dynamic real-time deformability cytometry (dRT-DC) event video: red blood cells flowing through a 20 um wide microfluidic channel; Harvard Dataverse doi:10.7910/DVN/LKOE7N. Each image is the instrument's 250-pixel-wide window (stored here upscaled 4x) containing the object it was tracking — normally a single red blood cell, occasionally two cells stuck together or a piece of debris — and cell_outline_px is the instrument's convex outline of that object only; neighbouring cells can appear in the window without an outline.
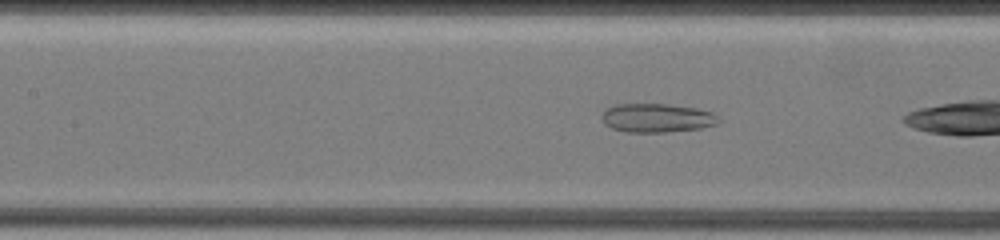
{"species": "common noctule bat (a hibernating species)", "species_latin": "Nyctalus noctula", "temperature_condition": "warm", "stored_images_in_passage": 36, "camera_frame_rate_fps": 3000, "um_per_image_px": 0.085, "animal": {"sex": "female", "body_mass_g": 19.5, "forearm_length_mm": 54.1}, "frame": {"image": 1, "passage_image": 17, "time_ms": 8.0, "image_size_px": [1000, 240], "cell_outline_px": [[724, 120], [716, 124], [700, 128], [664, 132], [624, 132], [612, 128], [604, 124], [600, 116], [608, 108], [616, 104], [668, 104], [696, 108], [712, 112]], "centroid_in_image_um": [55.85, 10.02], "position_along_channel_um": 151.6, "area_um2": 19.71}}
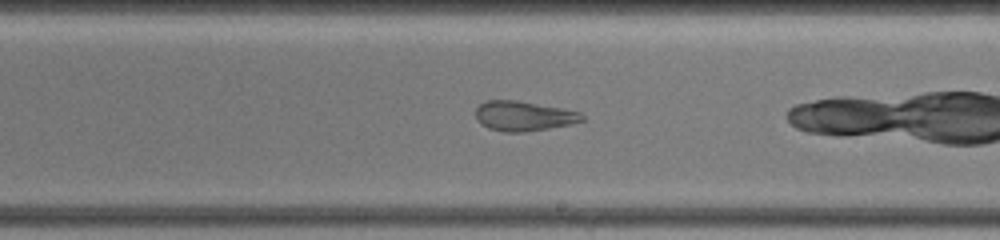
{"frame": {"image": 2, "passage_image": 22, "time_ms": 10.667, "image_size_px": [1000, 240], "cell_outline_px": [[584, 120], [572, 124], [524, 132], [504, 132], [488, 128], [480, 124], [476, 116], [476, 108], [480, 104], [488, 100], [516, 100], [560, 108], [580, 112], [584, 116]], "centroid_in_image_um": [44.49, 9.86], "position_along_channel_um": 244.5, "area_um2": 18.38}}
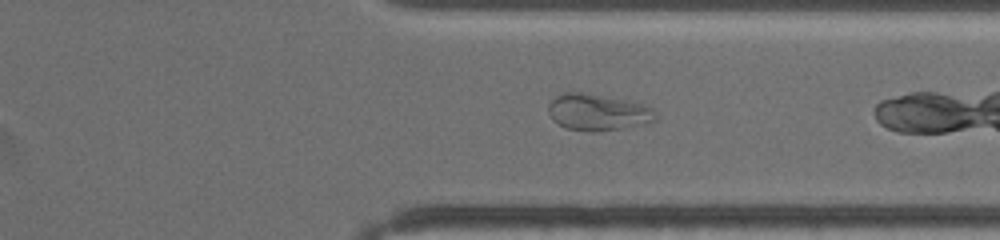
{"frame": {"image": 3, "passage_image": 29, "time_ms": 14.0, "image_size_px": [1000, 240], "cell_outline_px": [[656, 120], [624, 128], [596, 132], [592, 132], [564, 128], [552, 120], [548, 112], [548, 104], [556, 96], [564, 92], [584, 92], [628, 100], [648, 104], [656, 108]], "centroid_in_image_um": [50.83, 9.53], "position_along_channel_um": 360.6, "area_um2": 23.29}}